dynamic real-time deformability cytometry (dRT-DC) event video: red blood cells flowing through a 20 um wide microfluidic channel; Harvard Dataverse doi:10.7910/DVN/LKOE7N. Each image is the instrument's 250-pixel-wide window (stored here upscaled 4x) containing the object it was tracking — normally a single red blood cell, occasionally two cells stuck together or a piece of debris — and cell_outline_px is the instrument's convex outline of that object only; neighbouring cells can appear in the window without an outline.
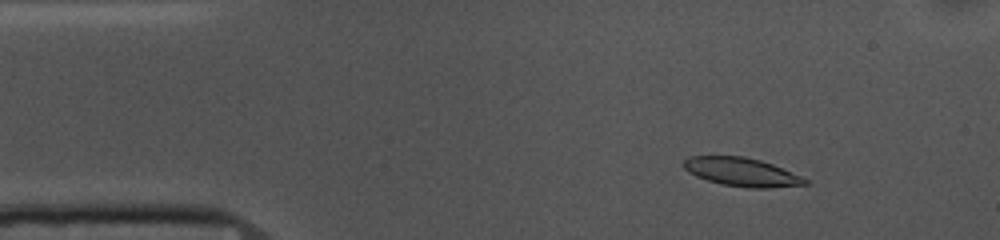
{"species": "common noctule bat (a hibernating species)", "species_latin": "Nyctalus noctula", "temperature_condition": "cold", "stored_images_in_passage": 54, "camera_frame_rate_fps": 3000, "um_per_image_px": 0.085, "animal": {"sex": "female", "body_mass_g": 10.0, "forearm_length_mm": 53.1}, "frame": {"image": 1, "passage_image": 7, "time_ms": 2.0, "image_size_px": [1000, 240], "cell_outline_px": [[808, 184], [768, 188], [748, 188], [724, 184], [708, 180], [696, 176], [688, 172], [684, 168], [684, 160], [688, 156], [744, 156], [760, 160], [772, 164], [800, 176], [808, 180]], "centroid_in_image_um": [63.02, 14.61], "position_along_channel_um": 22.0, "area_um2": 19.94}}
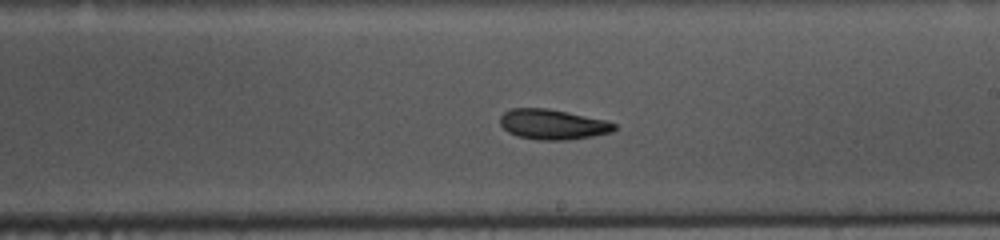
{"frame": {"image": 2, "passage_image": 30, "time_ms": 9.667, "image_size_px": [1000, 240], "cell_outline_px": [[616, 128], [612, 132], [592, 136], [568, 140], [536, 140], [516, 136], [508, 132], [500, 124], [500, 116], [504, 112], [512, 108], [548, 108], [568, 112], [604, 120], [616, 124]], "centroid_in_image_um": [46.95, 10.58], "position_along_channel_um": 242.0, "area_um2": 20.11}}
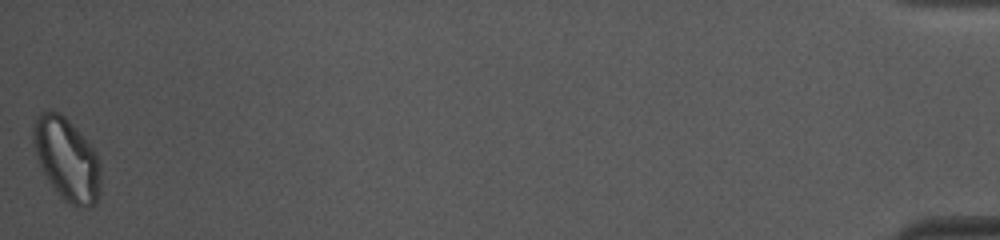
{"frame": {"image": 3, "passage_image": 54, "time_ms": 17.667, "image_size_px": [1000, 240], "cell_outline_px": [[100, 192], [96, 204], [88, 208], [80, 208], [64, 200], [60, 196], [48, 180], [36, 156], [32, 144], [32, 124], [36, 116], [40, 112], [60, 112], [76, 128], [96, 152], [100, 160]], "centroid_in_image_um": [5.68, 13.54], "position_along_channel_um": 429.5, "area_um2": 32.6}}